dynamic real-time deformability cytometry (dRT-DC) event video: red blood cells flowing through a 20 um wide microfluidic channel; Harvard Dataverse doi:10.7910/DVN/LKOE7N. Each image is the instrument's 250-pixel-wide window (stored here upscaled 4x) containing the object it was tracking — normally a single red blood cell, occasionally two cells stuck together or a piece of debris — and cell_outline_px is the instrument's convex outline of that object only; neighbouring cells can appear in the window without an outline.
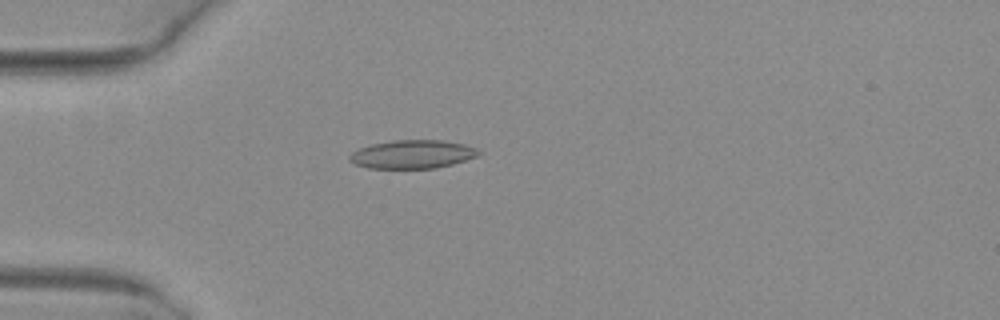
{"species": "common noctule bat (a hibernating species)", "species_latin": "Nyctalus noctula", "temperature_condition": "warm", "stored_images_in_passage": 37, "camera_frame_rate_fps": 3000, "um_per_image_px": 0.085, "animal": {"sex": "female", "body_mass_g": 29.2, "forearm_length_mm": 56.3}, "frame": {"image": 1, "passage_image": 1, "time_ms": 0.0, "image_size_px": [1000, 320], "cell_outline_px": [[480, 152], [476, 156], [452, 164], [436, 168], [368, 168], [356, 164], [348, 160], [348, 156], [352, 152], [360, 148], [372, 144], [392, 140], [444, 140], [464, 144], [476, 148]], "centroid_in_image_um": [35.03, 13.11], "position_along_channel_um": 50.0, "area_um2": 21.27}}
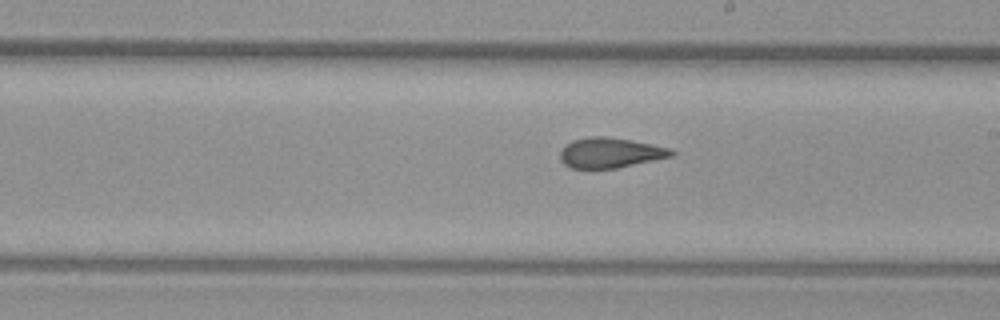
{"frame": {"image": 2, "passage_image": 16, "time_ms": 5.0, "image_size_px": [1000, 320], "cell_outline_px": [[676, 152], [672, 156], [616, 168], [572, 168], [564, 164], [560, 160], [560, 152], [564, 144], [572, 140], [588, 136], [604, 136], [652, 144], [672, 148]], "centroid_in_image_um": [51.84, 12.97], "position_along_channel_um": 237.2, "area_um2": 19.54}}
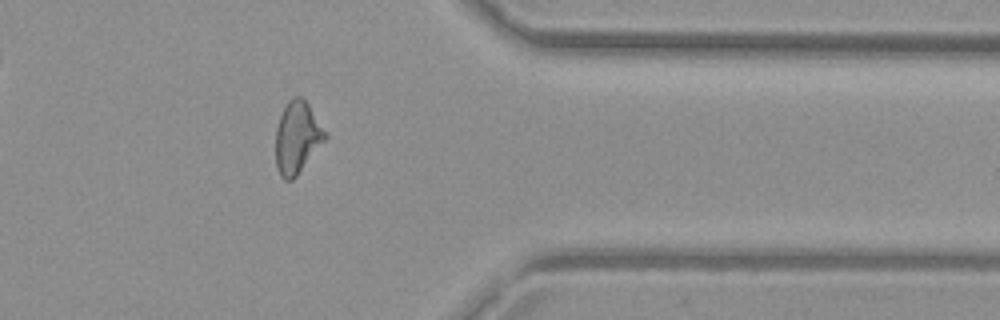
{"frame": {"image": 3, "passage_image": 28, "time_ms": 9.0, "image_size_px": [1000, 320], "cell_outline_px": [[328, 136], [296, 176], [292, 180], [284, 180], [280, 176], [276, 168], [276, 128], [280, 116], [288, 100], [292, 96], [300, 96], [308, 104]], "centroid_in_image_um": [25.23, 11.69], "position_along_channel_um": 386.2, "area_um2": 20.46}, "authors_computed_cell_mechanics": {"area_um2": 20.1722, "velocity_mm_per_s": 4.0573, "shape_relaxation_time_tau1_ms": null, "shape_relaxation_time_tau2_ms": 2.2537, "deformation_change_tau1": null, "deformation_change_tau2": 0.1081}}